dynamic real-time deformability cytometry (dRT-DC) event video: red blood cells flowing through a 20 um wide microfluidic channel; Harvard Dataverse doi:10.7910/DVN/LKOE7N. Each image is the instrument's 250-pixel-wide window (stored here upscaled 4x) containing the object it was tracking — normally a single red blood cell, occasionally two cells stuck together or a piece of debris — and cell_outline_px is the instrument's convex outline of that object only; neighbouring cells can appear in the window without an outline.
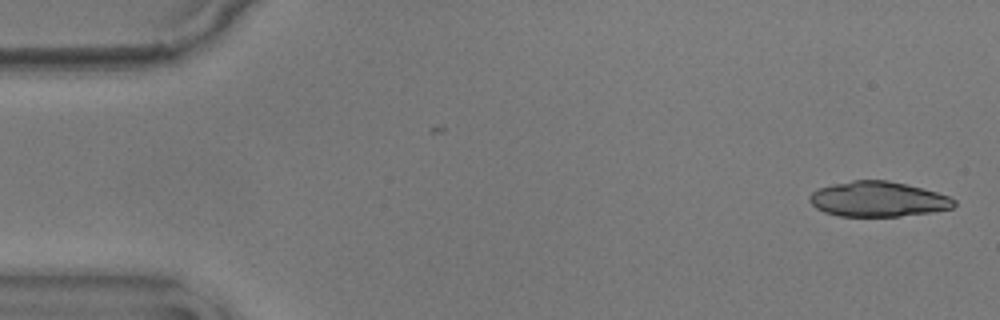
{"species": "common noctule bat (a hibernating species)", "species_latin": "Nyctalus noctula", "temperature_condition": "warm", "stored_images_in_passage": 15, "camera_frame_rate_fps": 3000, "um_per_image_px": 0.085, "animal": {"sex": "male", "body_mass_g": 17.9}, "frame": {"image": 1, "passage_image": 1, "time_ms": 0.0, "image_size_px": [1000, 320], "cell_outline_px": [[956, 204], [952, 208], [932, 212], [900, 216], [840, 216], [824, 212], [816, 208], [808, 200], [808, 196], [812, 192], [820, 188], [832, 184], [852, 180], [888, 180], [936, 192], [948, 196], [956, 200]], "centroid_in_image_um": [74.61, 16.93], "position_along_channel_um": 10.4, "area_um2": 29.48}}